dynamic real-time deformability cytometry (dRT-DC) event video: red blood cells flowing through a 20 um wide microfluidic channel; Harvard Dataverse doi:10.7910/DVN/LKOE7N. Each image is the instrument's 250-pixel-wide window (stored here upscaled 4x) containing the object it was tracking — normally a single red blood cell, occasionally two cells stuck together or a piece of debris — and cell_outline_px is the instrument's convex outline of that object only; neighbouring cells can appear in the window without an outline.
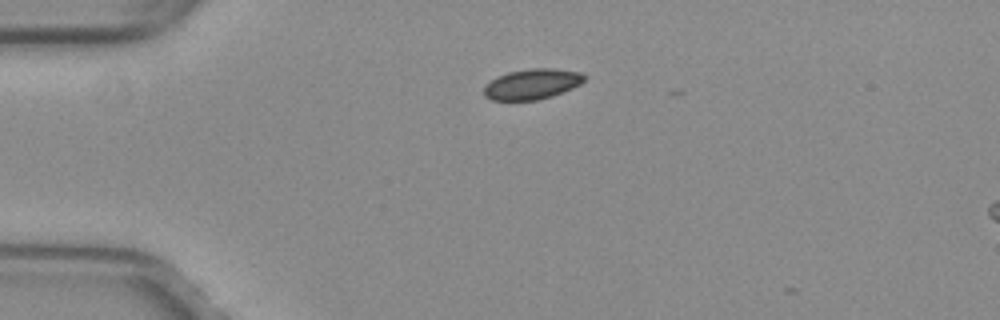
{"species": "common noctule bat (a hibernating species)", "species_latin": "Nyctalus noctula", "temperature_condition": "warm", "stored_images_in_passage": 6, "camera_frame_rate_fps": 3000, "um_per_image_px": 0.085, "animal": {"sex": "female", "body_mass_g": 29.2, "forearm_length_mm": 56.3}, "frame": {"image": 1, "passage_image": 1, "time_ms": 0.0, "image_size_px": [1000, 320], "cell_outline_px": [[588, 76], [580, 84], [572, 88], [552, 96], [536, 100], [492, 100], [484, 96], [484, 88], [496, 76], [508, 72], [532, 68], [552, 68], [580, 72]], "centroid_in_image_um": [45.24, 7.14], "position_along_channel_um": 39.8, "area_um2": 17.74}}